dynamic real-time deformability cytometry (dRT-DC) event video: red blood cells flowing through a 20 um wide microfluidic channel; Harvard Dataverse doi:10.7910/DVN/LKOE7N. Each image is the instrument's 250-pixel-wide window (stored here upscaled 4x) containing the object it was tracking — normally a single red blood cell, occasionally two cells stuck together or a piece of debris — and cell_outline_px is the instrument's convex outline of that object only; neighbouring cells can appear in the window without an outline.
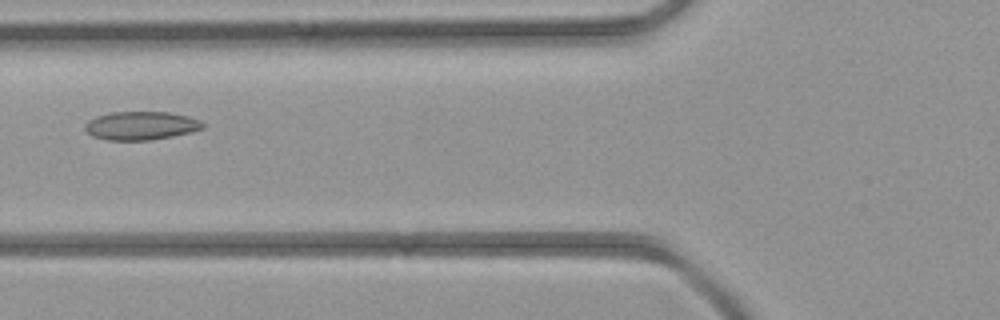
{"species": "common noctule bat (a hibernating species)", "species_latin": "Nyctalus noctula", "temperature_condition": "room temperature", "stored_images_in_passage": 5, "camera_frame_rate_fps": 3000, "um_per_image_px": 0.085, "animal": {"sex": "female", "body_mass_g": 21.9}, "frame": {"image": 1, "passage_image": 5, "time_ms": 5.667, "image_size_px": [1000, 320], "cell_outline_px": [[204, 128], [192, 132], [152, 140], [108, 140], [92, 136], [84, 128], [84, 124], [88, 120], [96, 116], [112, 112], [168, 112], [188, 116], [200, 120], [204, 124]], "centroid_in_image_um": [11.98, 10.68], "position_along_channel_um": 113.8, "area_um2": 19.59}}